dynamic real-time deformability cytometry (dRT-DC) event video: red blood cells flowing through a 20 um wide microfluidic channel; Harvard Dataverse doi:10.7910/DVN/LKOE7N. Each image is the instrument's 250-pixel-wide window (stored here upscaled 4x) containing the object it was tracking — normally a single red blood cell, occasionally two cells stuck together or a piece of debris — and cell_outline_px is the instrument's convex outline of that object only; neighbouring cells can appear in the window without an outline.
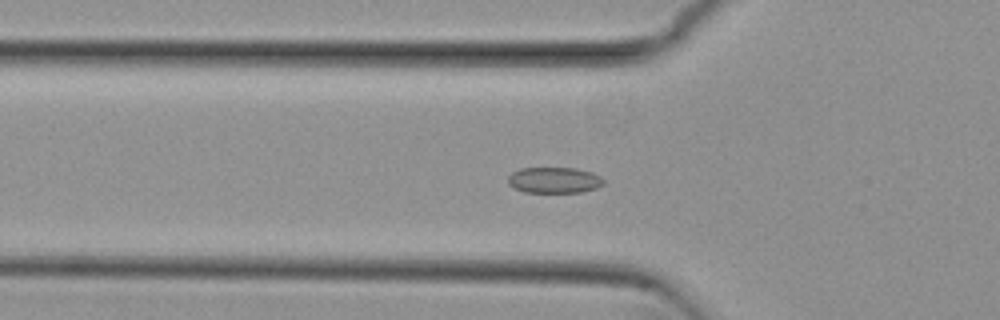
{"species": "common noctule bat (a hibernating species)", "species_latin": "Nyctalus noctula", "temperature_condition": "cold", "stored_images_in_passage": 54, "camera_frame_rate_fps": 3000, "um_per_image_px": 0.085, "animal": {"sex": "female", "body_mass_g": 29.2, "forearm_length_mm": 56.3}, "frame": {"image": 1, "passage_image": 18, "time_ms": 5.667, "image_size_px": [1000, 320], "cell_outline_px": [[604, 184], [596, 188], [580, 192], [524, 192], [512, 188], [508, 184], [508, 176], [512, 172], [520, 168], [576, 168], [592, 172], [600, 176], [604, 180]], "centroid_in_image_um": [47.08, 15.31], "position_along_channel_um": 78.7, "area_um2": 14.57}}
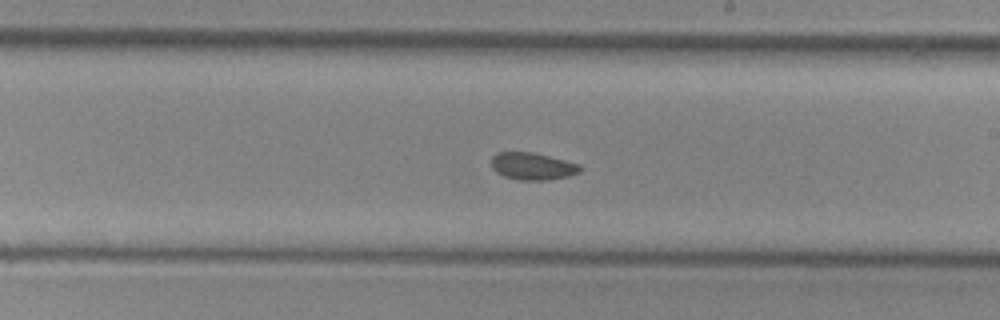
{"frame": {"image": 2, "passage_image": 31, "time_ms": 10.0, "image_size_px": [1000, 320], "cell_outline_px": [[584, 168], [580, 172], [568, 176], [548, 180], [520, 180], [504, 176], [496, 172], [492, 168], [492, 156], [496, 152], [532, 152], [580, 164]], "centroid_in_image_um": [45.28, 14.13], "position_along_channel_um": 243.7, "area_um2": 14.1}}
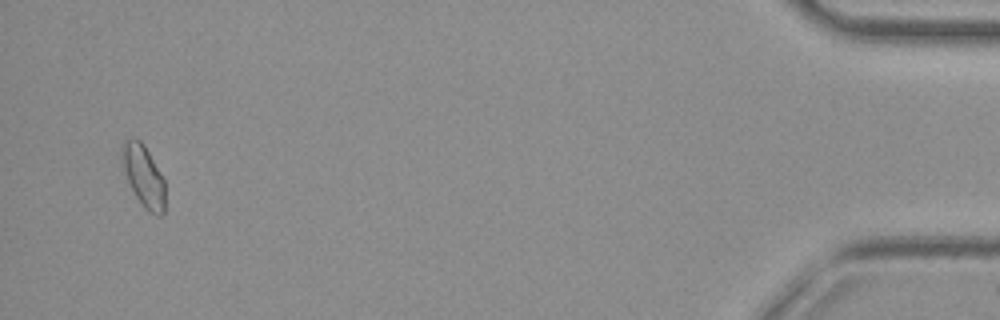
{"frame": {"image": 3, "passage_image": 52, "time_ms": 17.0, "image_size_px": [1000, 320], "cell_outline_px": [[164, 212], [160, 216], [156, 216], [148, 212], [144, 208], [136, 196], [120, 164], [120, 148], [124, 140], [140, 140], [144, 144], [164, 180]], "centroid_in_image_um": [12.17, 14.96], "position_along_channel_um": 423.0, "area_um2": 15.49}, "authors_computed_cell_mechanics": {"area_um2": 14.7679, "velocity_mm_per_s": 3.8061, "shape_relaxation_time_tau1_ms": null, "shape_relaxation_time_tau2_ms": 4.5552, "deformation_change_tau1": null, "deformation_change_tau2": 0.0757}}